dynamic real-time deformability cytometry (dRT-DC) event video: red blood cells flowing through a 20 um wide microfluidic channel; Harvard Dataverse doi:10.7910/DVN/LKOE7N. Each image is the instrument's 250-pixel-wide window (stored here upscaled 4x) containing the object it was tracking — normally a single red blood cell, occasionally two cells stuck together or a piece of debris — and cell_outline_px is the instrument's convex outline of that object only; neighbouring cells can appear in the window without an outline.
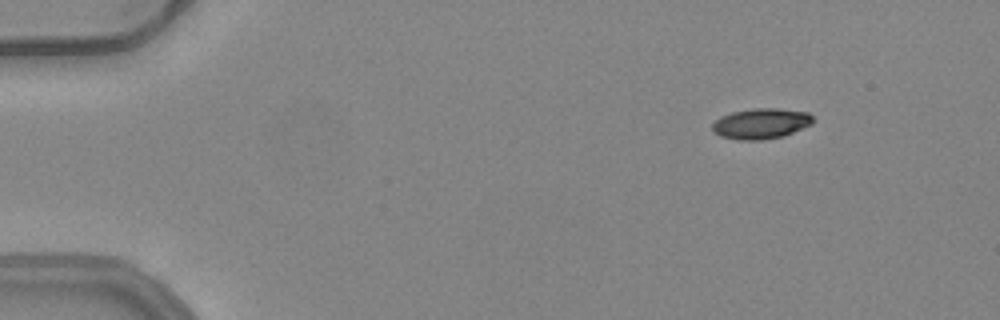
{"species": "common noctule bat (a hibernating species)", "species_latin": "Nyctalus noctula", "temperature_condition": "warm", "stored_images_in_passage": 53, "camera_frame_rate_fps": 3000, "um_per_image_px": 0.085, "animal": {"sex": "female", "body_mass_g": 24.6, "forearm_length_mm": 56.2}, "frame": {"image": 1, "passage_image": 7, "time_ms": 2.0, "image_size_px": [1000, 320], "cell_outline_px": [[812, 124], [784, 136], [760, 140], [740, 140], [720, 136], [712, 128], [712, 124], [720, 116], [732, 112], [752, 108], [776, 108], [808, 112], [812, 116]], "centroid_in_image_um": [64.68, 10.5], "position_along_channel_um": 20.3, "area_um2": 17.86}}
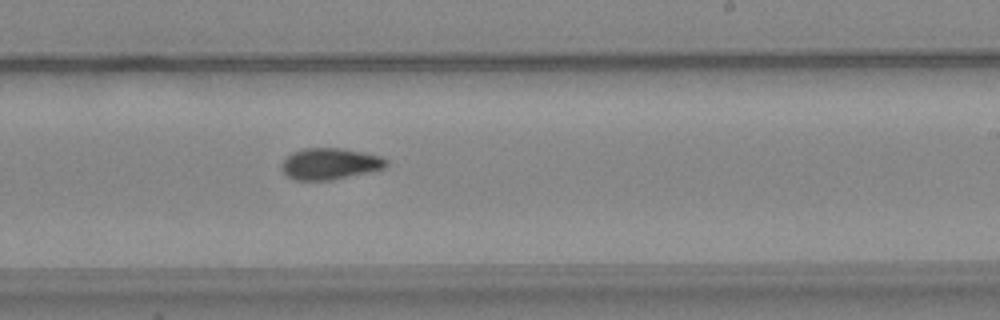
{"frame": {"image": 2, "passage_image": 33, "time_ms": 10.667, "image_size_px": [1000, 320], "cell_outline_px": [[388, 164], [384, 168], [332, 180], [292, 180], [280, 168], [280, 164], [292, 152], [304, 148], [340, 148], [380, 156], [388, 160]], "centroid_in_image_um": [28.0, 13.92], "position_along_channel_um": 261.0, "area_um2": 19.02}}
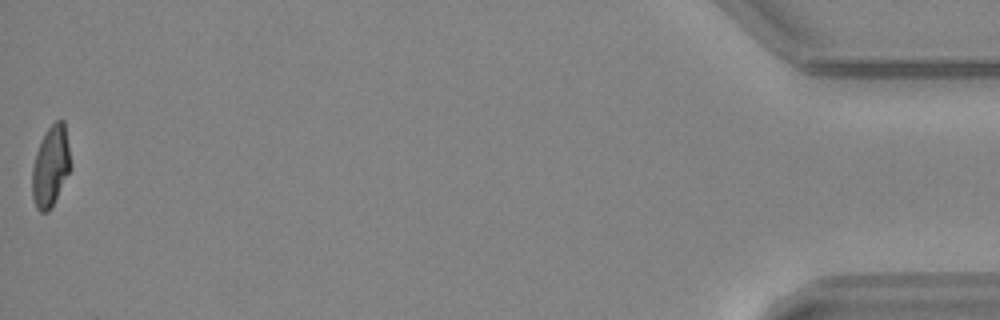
{"frame": {"image": 3, "passage_image": 53, "time_ms": 17.333, "image_size_px": [1000, 320], "cell_outline_px": [[72, 168], [48, 212], [40, 212], [36, 208], [32, 196], [32, 168], [36, 152], [40, 140], [44, 132], [56, 120], [64, 120]], "centroid_in_image_um": [4.3, 14.12], "position_along_channel_um": 430.9, "area_um2": 18.15}, "authors_computed_cell_mechanics": {"area_um2": 18.785, "velocity_mm_per_s": 3.9878, "shape_relaxation_time_tau1_ms": 9.1221, "shape_relaxation_time_tau2_ms": 2.9658, "deformation_change_tau1": 0.2387, "deformation_change_tau2": 0.0865}}